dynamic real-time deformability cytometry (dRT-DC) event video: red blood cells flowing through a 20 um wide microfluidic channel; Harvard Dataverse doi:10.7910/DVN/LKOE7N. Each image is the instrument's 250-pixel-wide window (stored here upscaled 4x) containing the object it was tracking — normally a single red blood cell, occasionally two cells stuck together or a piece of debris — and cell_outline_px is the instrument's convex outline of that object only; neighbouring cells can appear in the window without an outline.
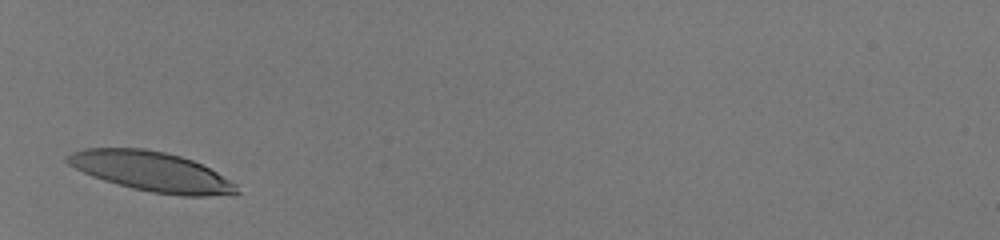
{"species": "human", "species_latin": "Homo sapiens", "temperature_condition": "room temperature", "stored_images_in_passage": 23, "camera_frame_rate_fps": 3000, "um_per_image_px": 0.085, "donor": {"sex": "male"}, "frame": {"image": 1, "passage_image": 1, "time_ms": 0.0, "image_size_px": [1000, 240], "cell_outline_px": [[240, 192], [232, 196], [180, 196], [152, 192], [132, 188], [104, 180], [92, 176], [68, 164], [64, 160], [64, 156], [72, 152], [84, 148], [144, 148], [164, 152], [180, 156], [192, 160], [216, 172], [236, 184]], "centroid_in_image_um": [12.89, 14.59], "position_along_channel_um": 72.1, "area_um2": 39.19}}
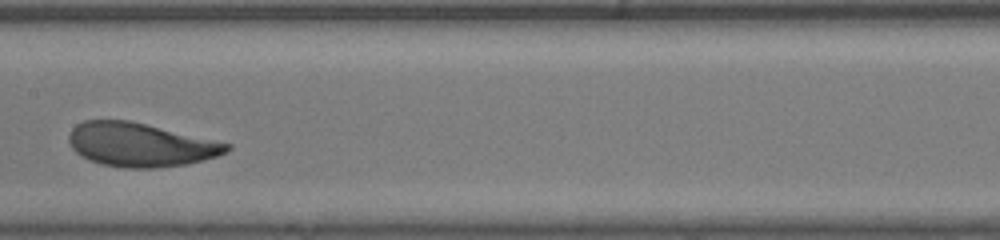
{"frame": {"image": 2, "passage_image": 11, "time_ms": 3.333, "image_size_px": [1000, 240], "cell_outline_px": [[232, 148], [228, 152], [216, 156], [184, 164], [156, 168], [124, 168], [100, 164], [76, 152], [72, 148], [68, 140], [68, 136], [72, 128], [76, 124], [84, 120], [128, 120], [232, 144]], "centroid_in_image_um": [11.91, 12.3], "position_along_channel_um": 195.5, "area_um2": 39.94}}
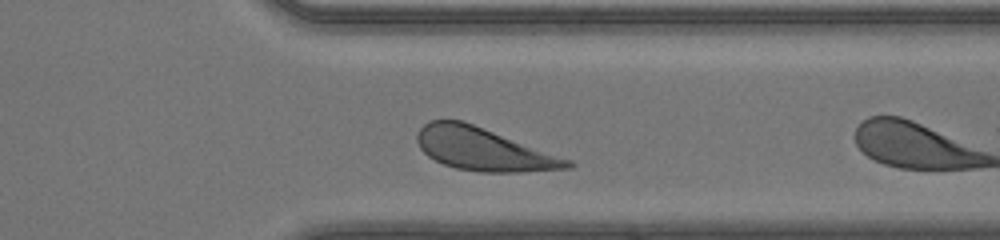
{"frame": {"image": 3, "passage_image": 21, "time_ms": 6.667, "image_size_px": [1000, 240], "cell_outline_px": [[576, 164], [572, 168], [520, 172], [480, 172], [456, 168], [444, 164], [428, 156], [420, 148], [416, 140], [416, 132], [428, 120], [464, 120], [572, 160]], "centroid_in_image_um": [41.1, 12.67], "position_along_channel_um": 370.3, "area_um2": 37.63}}